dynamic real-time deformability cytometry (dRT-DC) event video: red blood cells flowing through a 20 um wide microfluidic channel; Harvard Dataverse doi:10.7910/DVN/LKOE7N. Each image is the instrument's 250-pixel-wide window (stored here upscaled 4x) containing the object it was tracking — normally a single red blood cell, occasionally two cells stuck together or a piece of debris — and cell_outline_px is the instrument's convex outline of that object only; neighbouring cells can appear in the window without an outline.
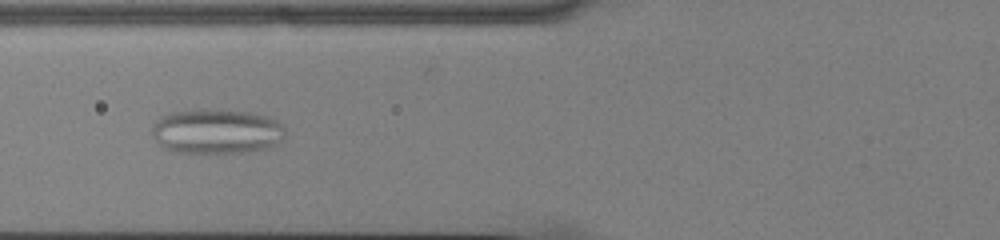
{"species": "common noctule bat (a hibernating species)", "species_latin": "Nyctalus noctula", "temperature_condition": "cold", "stored_images_in_passage": 51, "camera_frame_rate_fps": 3000, "um_per_image_px": 0.085, "animal": {"sex": "male", "body_mass_g": 13.0, "forearm_length_mm": 53.1}, "frame": {"image": 1, "passage_image": 18, "time_ms": 5.667, "image_size_px": [1000, 240], "cell_outline_px": [[284, 136], [280, 140], [268, 148], [248, 152], [176, 152], [164, 148], [152, 136], [152, 124], [160, 116], [168, 112], [196, 108], [216, 108], [248, 112], [268, 116], [276, 120], [284, 128]], "centroid_in_image_um": [18.36, 11.13], "position_along_channel_um": 107.4, "area_um2": 35.26}}
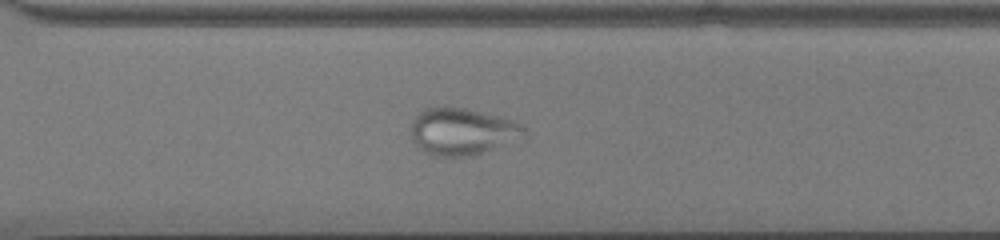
{"frame": {"image": 2, "passage_image": 36, "time_ms": 11.667, "image_size_px": [1000, 240], "cell_outline_px": [[524, 140], [468, 156], [428, 156], [412, 140], [412, 120], [424, 108], [444, 104], [464, 108], [520, 120], [524, 128]], "centroid_in_image_um": [39.33, 11.15], "position_along_channel_um": 331.3, "area_um2": 31.85}}
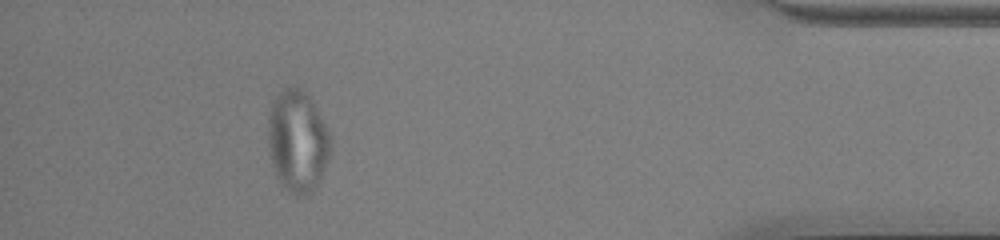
{"frame": {"image": 3, "passage_image": 46, "time_ms": 15.0, "image_size_px": [1000, 240], "cell_outline_px": [[332, 148], [316, 188], [308, 196], [296, 196], [288, 192], [280, 184], [276, 176], [268, 152], [268, 116], [272, 100], [276, 92], [292, 84], [296, 84], [308, 96], [316, 108], [328, 128], [332, 140]], "centroid_in_image_um": [25.27, 11.99], "position_along_channel_um": 409.9, "area_um2": 37.97}}